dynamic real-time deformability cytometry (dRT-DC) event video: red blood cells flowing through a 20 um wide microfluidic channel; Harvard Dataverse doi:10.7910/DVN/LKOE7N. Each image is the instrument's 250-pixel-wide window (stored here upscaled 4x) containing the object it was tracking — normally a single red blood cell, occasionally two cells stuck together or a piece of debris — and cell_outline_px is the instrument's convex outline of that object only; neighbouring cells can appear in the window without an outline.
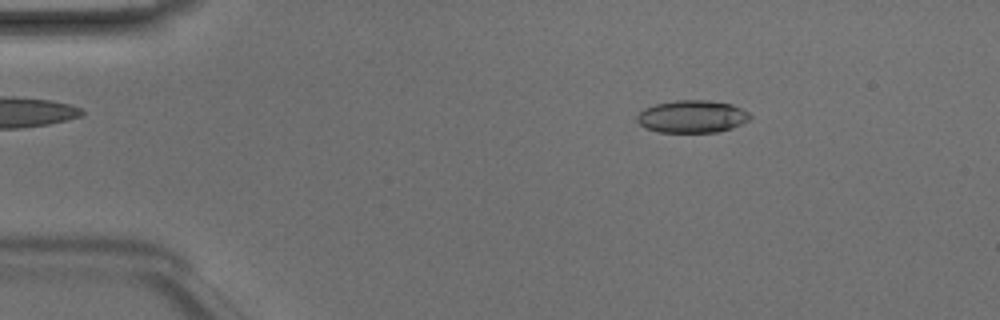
{"species": "Egyptian fruit bat (a non-hibernating species)", "species_latin": "Rousettus aegyptiacus", "temperature_condition": "room temperature", "stored_images_in_passage": 47, "camera_frame_rate_fps": 3000, "um_per_image_px": 0.085, "animal": {"sex": "male"}, "frame": {"image": 1, "passage_image": 7, "time_ms": 2.0, "image_size_px": [1000, 320], "cell_outline_px": [[752, 116], [748, 120], [732, 128], [716, 132], [656, 132], [644, 128], [636, 120], [636, 116], [644, 108], [656, 104], [676, 100], [708, 100], [732, 104], [748, 112]], "centroid_in_image_um": [58.8, 9.91], "position_along_channel_um": 26.2, "area_um2": 21.44}}
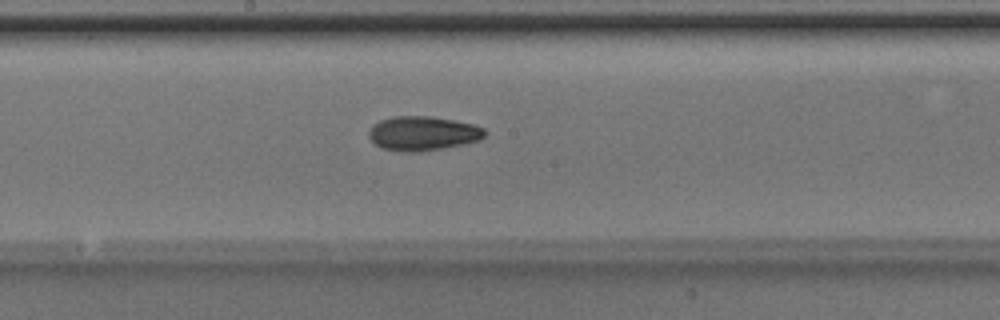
{"frame": {"image": 2, "passage_image": 25, "time_ms": 8.0, "image_size_px": [1000, 320], "cell_outline_px": [[488, 132], [480, 140], [444, 148], [420, 152], [400, 152], [380, 148], [368, 136], [368, 132], [372, 124], [380, 120], [392, 116], [428, 116], [452, 120], [472, 124], [484, 128]], "centroid_in_image_um": [35.91, 11.34], "position_along_channel_um": 212.3, "area_um2": 23.35}}
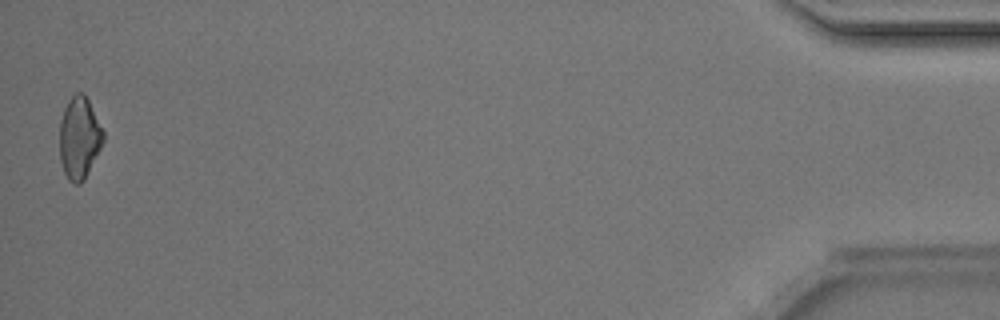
{"frame": {"image": 3, "passage_image": 47, "time_ms": 15.333, "image_size_px": [1000, 320], "cell_outline_px": [[104, 140], [84, 180], [80, 184], [76, 184], [68, 180], [64, 172], [60, 160], [60, 120], [64, 108], [68, 100], [76, 92], [84, 92], [104, 132]], "centroid_in_image_um": [6.73, 11.71], "position_along_channel_um": 428.5, "area_um2": 20.75}, "authors_computed_cell_mechanics": {"area_um2": 21.675, "velocity_mm_per_s": 4.2046, "shape_relaxation_time_tau1_ms": 2.9022, "shape_relaxation_time_tau2_ms": 3.598, "deformation_change_tau1": 0.1097, "deformation_change_tau2": 0.0939}}